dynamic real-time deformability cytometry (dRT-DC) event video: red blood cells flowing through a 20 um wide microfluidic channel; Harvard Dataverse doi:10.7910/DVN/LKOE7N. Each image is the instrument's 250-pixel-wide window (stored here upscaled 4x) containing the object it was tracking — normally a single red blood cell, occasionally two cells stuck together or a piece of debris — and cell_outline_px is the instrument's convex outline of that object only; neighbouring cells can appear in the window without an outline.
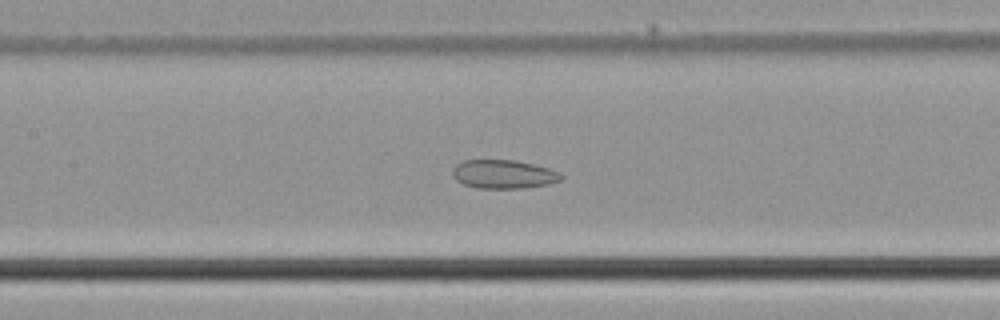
{"species": "common noctule bat (a hibernating species)", "species_latin": "Nyctalus noctula", "temperature_condition": "cold", "stored_images_in_passage": 50, "camera_frame_rate_fps": 3000, "um_per_image_px": 0.085, "animal": {"sex": "male", "body_mass_g": 21.5, "forearm_length_mm": 52.0}, "frame": {"image": 1, "passage_image": 23, "time_ms": 7.333, "image_size_px": [1000, 320], "cell_outline_px": [[564, 176], [560, 180], [548, 184], [520, 188], [480, 188], [464, 184], [456, 180], [452, 176], [452, 168], [456, 164], [464, 160], [512, 160], [532, 164], [548, 168]], "centroid_in_image_um": [42.75, 14.8], "position_along_channel_um": 164.7, "area_um2": 17.92}}
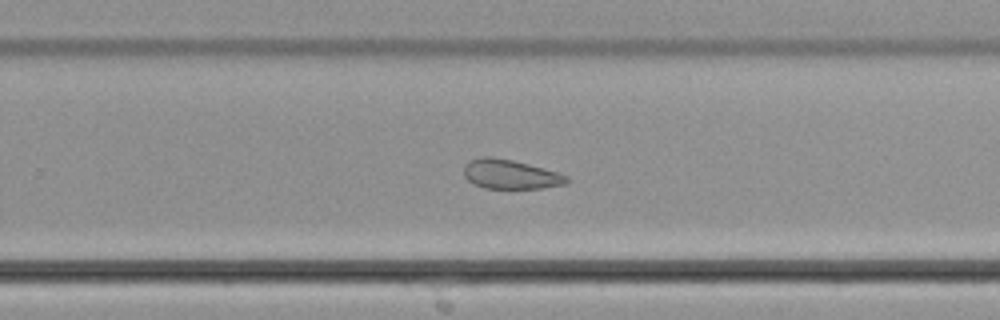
{"frame": {"image": 2, "passage_image": 32, "time_ms": 10.333, "image_size_px": [1000, 320], "cell_outline_px": [[568, 180], [564, 184], [544, 188], [484, 188], [472, 184], [464, 176], [464, 164], [468, 160], [480, 156], [488, 156], [512, 160], [528, 164], [556, 172], [568, 176]], "centroid_in_image_um": [43.31, 14.81], "position_along_channel_um": 286.5, "area_um2": 17.57}}
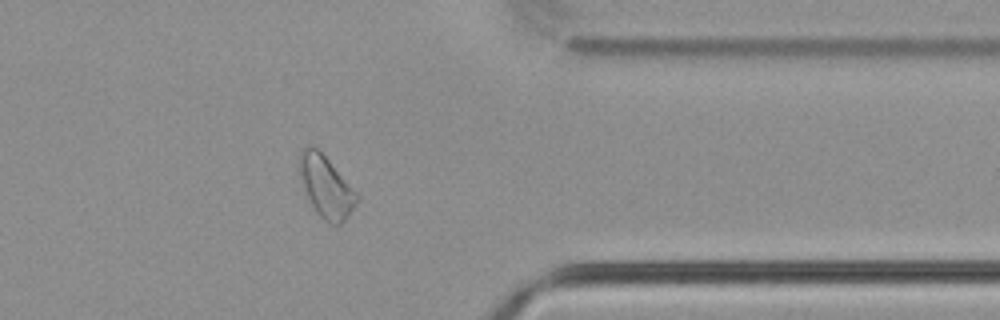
{"frame": {"image": 3, "passage_image": 40, "time_ms": 13.0, "image_size_px": [1000, 320], "cell_outline_px": [[360, 200], [344, 220], [340, 224], [332, 224], [324, 220], [316, 212], [308, 196], [300, 172], [300, 152], [308, 144], [316, 148], [328, 160], [360, 196]], "centroid_in_image_um": [27.75, 15.89], "position_along_channel_um": 383.6, "area_um2": 19.88}}